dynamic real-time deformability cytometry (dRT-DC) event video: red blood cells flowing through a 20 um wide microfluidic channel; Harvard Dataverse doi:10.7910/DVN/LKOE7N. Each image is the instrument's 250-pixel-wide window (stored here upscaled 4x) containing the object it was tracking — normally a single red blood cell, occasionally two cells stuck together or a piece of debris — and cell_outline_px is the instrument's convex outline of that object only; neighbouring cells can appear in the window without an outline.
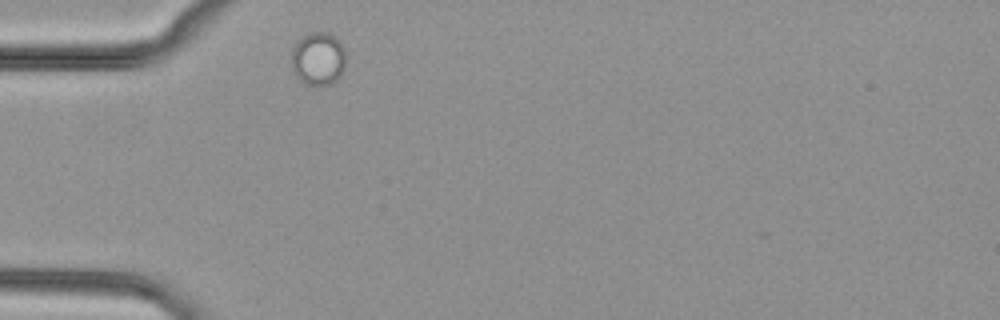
{"species": "common noctule bat (a hibernating species)", "species_latin": "Nyctalus noctula", "temperature_condition": "cold", "stored_images_in_passage": 28, "camera_frame_rate_fps": 3000, "um_per_image_px": 0.085, "animal": {"sex": "female", "body_mass_g": 29.2, "forearm_length_mm": 56.3}, "frame": {"image": 1, "passage_image": 1, "time_ms": 0.0, "image_size_px": [1000, 320], "cell_outline_px": [[344, 68], [340, 76], [332, 84], [304, 84], [296, 76], [292, 68], [292, 48], [308, 32], [328, 32], [344, 48]], "centroid_in_image_um": [27.03, 5.0], "position_along_channel_um": 58.0, "area_um2": 16.53}}
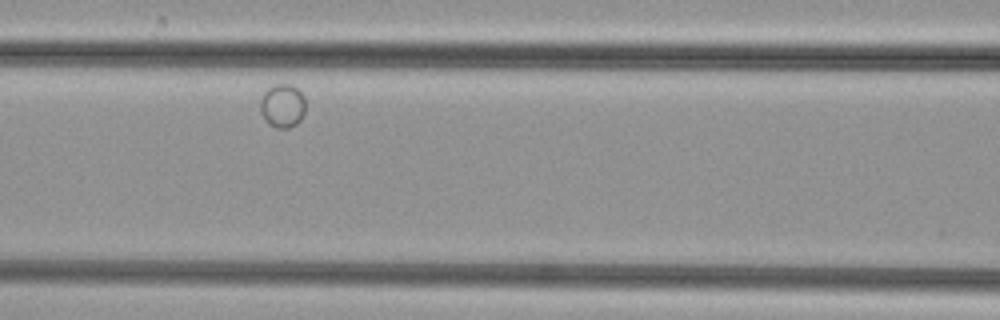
{"frame": {"image": 2, "passage_image": 9, "time_ms": 2.667, "image_size_px": [1000, 320], "cell_outline_px": [[304, 112], [300, 120], [296, 124], [288, 128], [276, 128], [268, 124], [264, 120], [260, 112], [260, 100], [264, 92], [268, 88], [276, 84], [292, 84], [304, 96]], "centroid_in_image_um": [23.98, 9.0], "position_along_channel_um": 142.6, "area_um2": 11.56}}
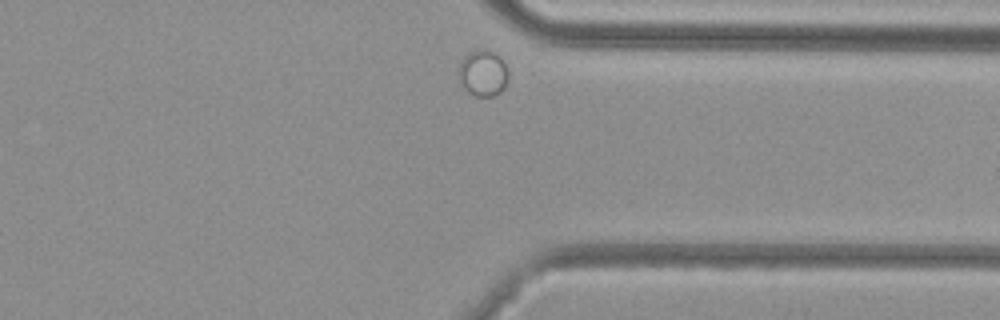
{"frame": {"image": 3, "passage_image": 28, "time_ms": 9.0, "image_size_px": [1000, 320], "cell_outline_px": [[508, 80], [504, 88], [500, 92], [492, 96], [476, 96], [468, 92], [464, 88], [460, 80], [460, 60], [468, 52], [484, 48], [492, 52], [504, 64], [508, 72]], "centroid_in_image_um": [41.05, 6.22], "position_along_channel_um": 370.4, "area_um2": 13.12}}